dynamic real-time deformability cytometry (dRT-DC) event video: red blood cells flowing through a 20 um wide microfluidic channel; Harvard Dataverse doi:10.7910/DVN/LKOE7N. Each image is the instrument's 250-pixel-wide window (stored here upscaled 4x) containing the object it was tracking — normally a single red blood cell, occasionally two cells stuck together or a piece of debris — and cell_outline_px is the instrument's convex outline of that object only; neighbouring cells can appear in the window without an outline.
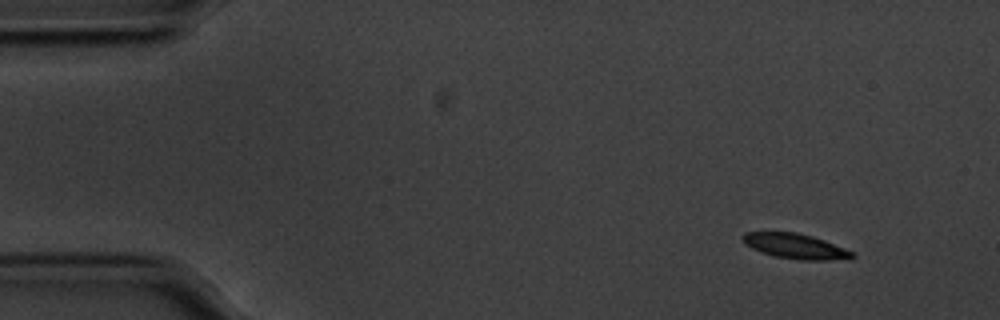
{"species": "common noctule bat (a hibernating species)", "species_latin": "Nyctalus noctula", "temperature_condition": "cold", "stored_images_in_passage": 52, "camera_frame_rate_fps": 3000, "um_per_image_px": 0.085, "animal": {"sex": "male", "body_mass_g": 20.1, "forearm_length_mm": 53.5}, "frame": {"image": 1, "passage_image": 1, "time_ms": 0.0, "image_size_px": [1000, 320], "cell_outline_px": [[856, 256], [828, 260], [800, 260], [776, 256], [752, 248], [744, 244], [740, 236], [744, 232], [796, 232], [812, 236], [824, 240], [844, 248], [852, 252]], "centroid_in_image_um": [67.54, 20.91], "position_along_channel_um": 17.5, "area_um2": 15.72}}
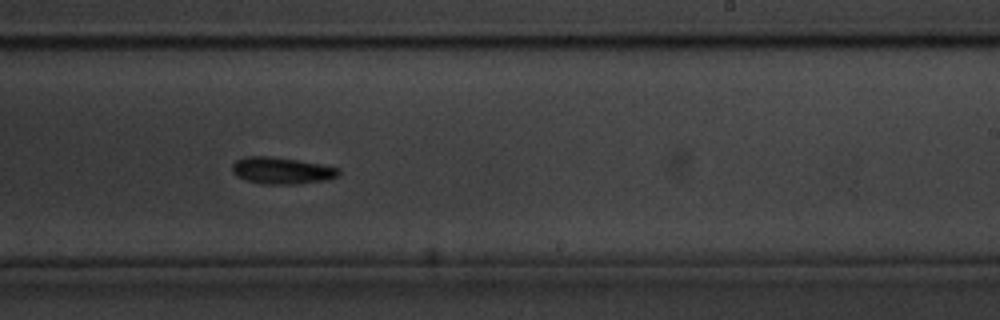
{"frame": {"image": 2, "passage_image": 30, "time_ms": 9.667, "image_size_px": [1000, 320], "cell_outline_px": [[340, 172], [336, 176], [324, 180], [296, 184], [264, 184], [248, 180], [236, 176], [232, 172], [232, 164], [236, 160], [244, 156], [272, 156], [320, 164], [340, 168]], "centroid_in_image_um": [23.9, 14.49], "position_along_channel_um": 265.1, "area_um2": 16.47}}
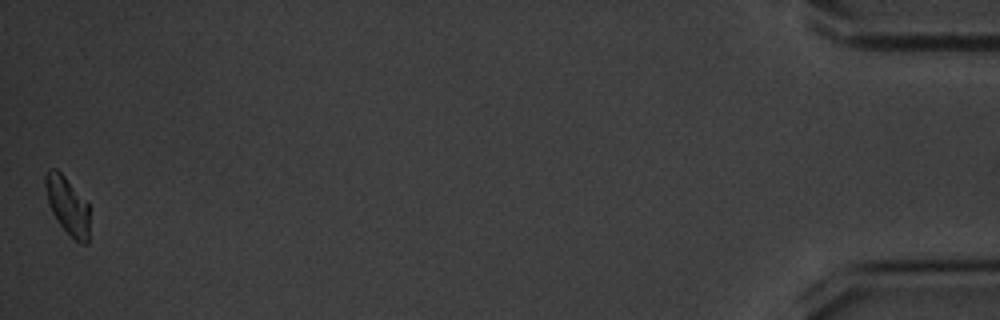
{"frame": {"image": 3, "passage_image": 52, "time_ms": 17.0, "image_size_px": [1000, 320], "cell_outline_px": [[88, 244], [80, 244], [60, 224], [52, 212], [48, 200], [44, 184], [44, 176], [48, 168], [56, 168], [64, 176], [88, 204]], "centroid_in_image_um": [5.72, 17.44], "position_along_channel_um": 429.5, "area_um2": 14.45}}